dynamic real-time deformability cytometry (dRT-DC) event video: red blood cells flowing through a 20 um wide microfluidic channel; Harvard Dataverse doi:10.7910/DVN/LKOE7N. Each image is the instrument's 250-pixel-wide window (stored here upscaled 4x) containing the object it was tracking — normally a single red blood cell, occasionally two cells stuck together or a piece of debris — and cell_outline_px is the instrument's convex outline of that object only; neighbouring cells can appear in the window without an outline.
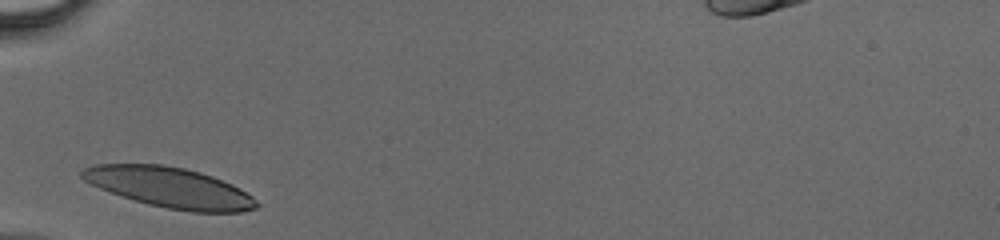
{"species": "human", "species_latin": "Homo sapiens", "temperature_condition": "cold", "stored_images_in_passage": 23, "camera_frame_rate_fps": 3000, "um_per_image_px": 0.085, "donor": {"sex": "male"}, "frame": {"image": 1, "passage_image": 1, "time_ms": 0.0, "image_size_px": [1000, 240], "cell_outline_px": [[260, 204], [256, 208], [240, 212], [192, 212], [168, 208], [148, 204], [100, 188], [84, 180], [80, 176], [80, 172], [84, 168], [96, 164], [164, 164], [184, 168], [200, 172], [212, 176], [232, 184], [240, 188], [252, 196]], "centroid_in_image_um": [14.45, 15.93], "position_along_channel_um": 70.5, "area_um2": 40.75}}
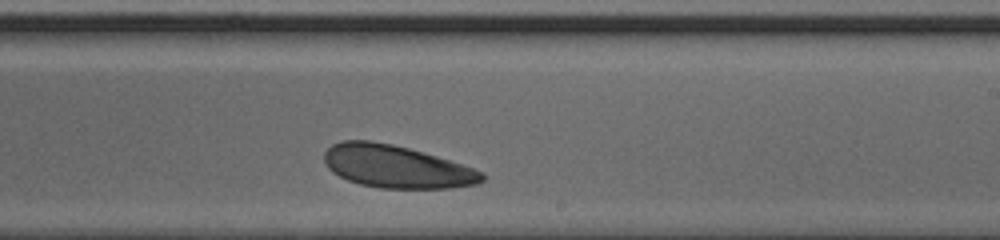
{"frame": {"image": 2, "passage_image": 14, "time_ms": 4.333, "image_size_px": [1000, 240], "cell_outline_px": [[484, 180], [476, 184], [452, 188], [380, 188], [360, 184], [348, 180], [332, 172], [328, 168], [324, 160], [324, 152], [332, 144], [344, 140], [372, 140], [392, 144], [424, 152], [472, 168], [480, 172], [484, 176]], "centroid_in_image_um": [33.65, 14.16], "position_along_channel_um": 255.4, "area_um2": 38.96}}
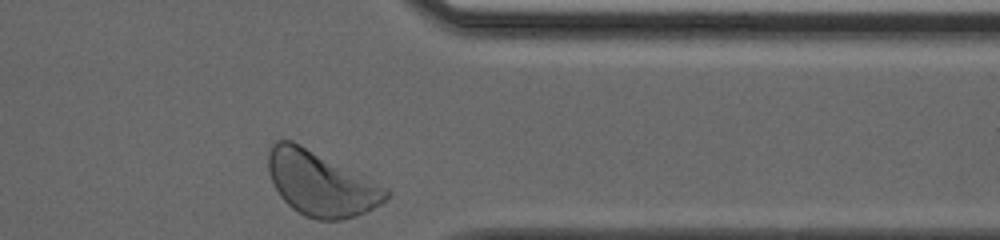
{"frame": {"image": 3, "passage_image": 23, "time_ms": 7.333, "image_size_px": [1000, 240], "cell_outline_px": [[392, 192], [380, 204], [356, 216], [344, 220], [316, 220], [304, 216], [292, 208], [280, 196], [268, 172], [268, 152], [272, 144], [276, 140], [292, 140], [388, 188]], "centroid_in_image_um": [27.26, 15.62], "position_along_channel_um": 384.1, "area_um2": 43.93}}